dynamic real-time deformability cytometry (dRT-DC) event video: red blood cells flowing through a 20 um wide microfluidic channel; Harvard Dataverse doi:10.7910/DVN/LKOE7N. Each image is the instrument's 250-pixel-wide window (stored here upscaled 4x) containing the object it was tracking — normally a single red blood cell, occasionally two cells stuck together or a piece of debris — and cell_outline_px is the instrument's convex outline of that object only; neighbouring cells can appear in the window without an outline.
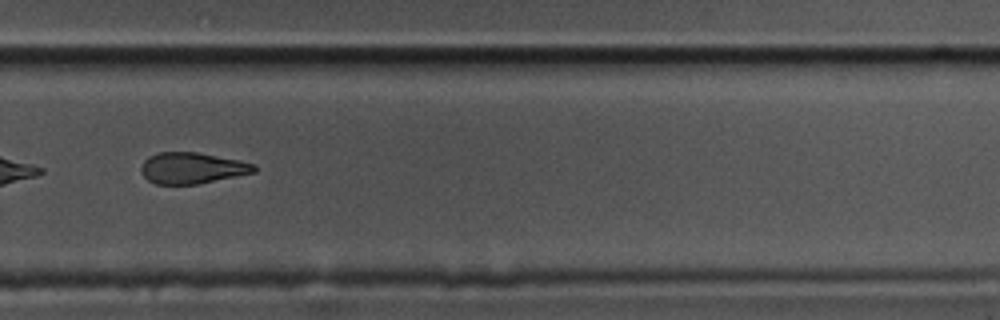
{"species": "common noctule bat (a hibernating species)", "species_latin": "Nyctalus noctula", "temperature_condition": "cold", "stored_images_in_passage": 56, "camera_frame_rate_fps": 3000, "um_per_image_px": 0.085, "animal": {"sex": "male", "body_mass_g": 17.5, "forearm_length_mm": 52.3}, "frame": {"image": 1, "passage_image": 39, "time_ms": 12.667, "image_size_px": [1000, 320], "cell_outline_px": [[256, 172], [196, 184], [156, 184], [148, 180], [140, 172], [140, 168], [144, 160], [148, 156], [160, 152], [196, 152], [240, 160], [256, 164]], "centroid_in_image_um": [16.31, 14.28], "position_along_channel_um": 313.5, "area_um2": 20.52}}
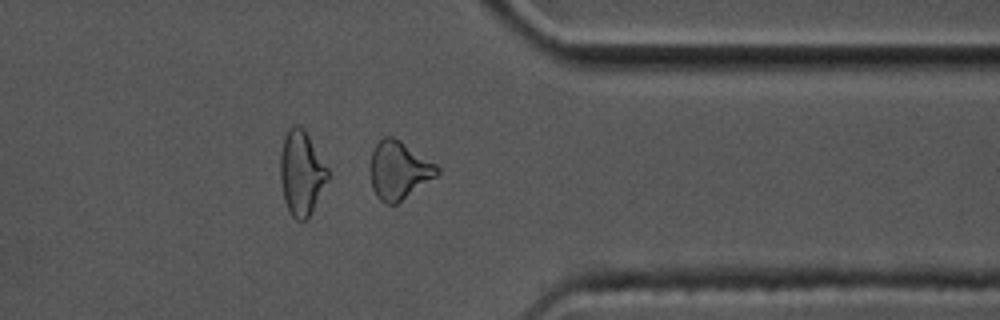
{"frame": {"image": 2, "passage_image": 45, "time_ms": 14.667, "image_size_px": [1000, 320], "cell_outline_px": [[440, 176], [396, 204], [384, 204], [376, 196], [372, 188], [368, 172], [368, 168], [372, 152], [376, 144], [384, 136], [392, 136], [400, 140], [436, 164], [440, 168]], "centroid_in_image_um": [33.9, 14.5], "position_along_channel_um": 377.5, "area_um2": 23.24}, "authors_computed_cell_mechanics": {"area_um2": 23.3512, "velocity_mm_per_s": 3.5028, "shape_relaxation_time_tau1_ms": 4.378, "shape_relaxation_time_tau2_ms": 7.8695, "deformation_change_tau1": 0.1146, "deformation_change_tau2": 0.1745}}